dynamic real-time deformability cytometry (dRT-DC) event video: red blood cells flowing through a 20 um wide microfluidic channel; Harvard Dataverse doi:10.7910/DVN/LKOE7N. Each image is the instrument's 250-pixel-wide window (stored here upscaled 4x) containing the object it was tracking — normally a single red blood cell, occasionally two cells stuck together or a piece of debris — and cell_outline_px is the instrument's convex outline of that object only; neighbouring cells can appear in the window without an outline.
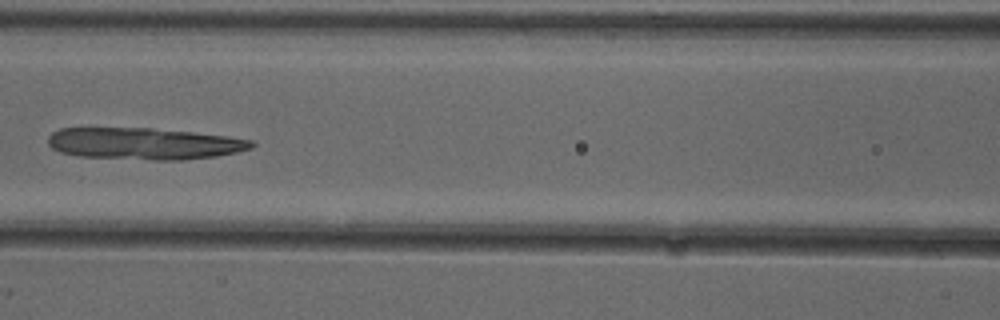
{"species": "common noctule bat (a hibernating species)", "species_latin": "Nyctalus noctula", "temperature_condition": "cold", "stored_images_in_passage": 6, "camera_frame_rate_fps": 3000, "um_per_image_px": 0.085, "animal": {"sex": "female"}, "frame": {"image": 1, "passage_image": 5, "time_ms": 1.333, "image_size_px": [1000, 320], "cell_outline_px": [[256, 144], [252, 148], [236, 152], [216, 156], [184, 160], [152, 160], [80, 156], [60, 152], [52, 148], [48, 144], [48, 136], [52, 132], [60, 128], [152, 128], [192, 132], [228, 136], [252, 140]], "centroid_in_image_um": [12.26, 12.21], "position_along_channel_um": 154.3, "area_um2": 37.74}}
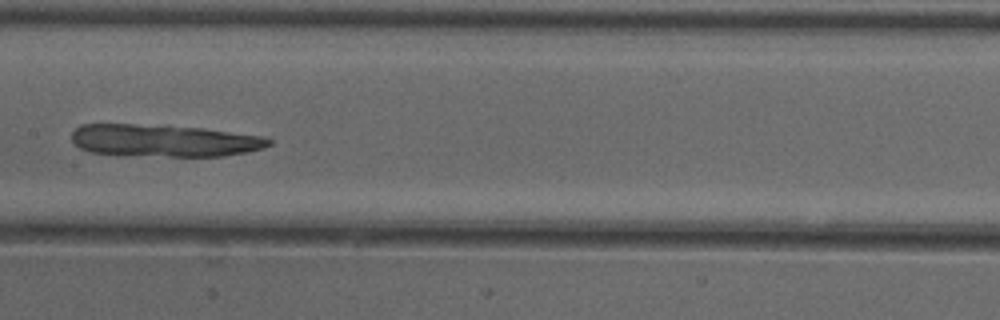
{"frame": {"image": 2, "passage_image": 6, "time_ms": 1.667, "image_size_px": [1000, 320], "cell_outline_px": [[272, 144], [264, 148], [224, 156], [172, 156], [88, 152], [80, 148], [72, 140], [72, 132], [80, 124], [164, 124], [200, 128], [260, 136], [272, 140]], "centroid_in_image_um": [13.93, 11.93], "position_along_channel_um": 193.5, "area_um2": 36.82}}